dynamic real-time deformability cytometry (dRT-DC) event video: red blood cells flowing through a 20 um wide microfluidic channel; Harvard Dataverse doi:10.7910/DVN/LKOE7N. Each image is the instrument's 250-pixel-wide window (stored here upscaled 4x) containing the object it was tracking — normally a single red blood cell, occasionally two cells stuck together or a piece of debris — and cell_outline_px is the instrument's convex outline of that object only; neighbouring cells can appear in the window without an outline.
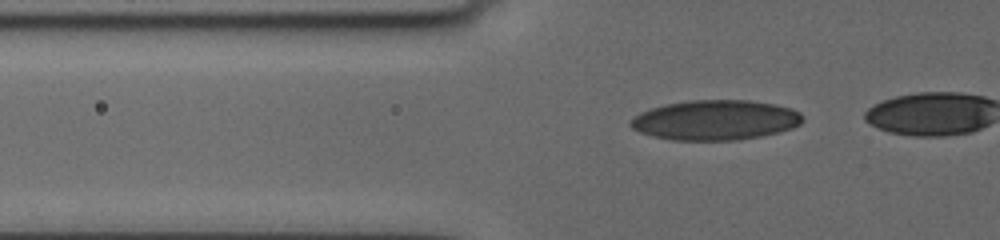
{"species": "human", "species_latin": "Homo sapiens", "temperature_condition": "cold", "stored_images_in_passage": 23, "camera_frame_rate_fps": 3000, "um_per_image_px": 0.085, "donor": {"sex": "female"}, "frame": {"image": 1, "passage_image": 16, "time_ms": 6.333, "image_size_px": [1000, 240], "cell_outline_px": [[804, 120], [800, 124], [792, 128], [760, 136], [740, 140], [672, 140], [652, 136], [640, 132], [632, 128], [628, 124], [632, 116], [640, 112], [652, 108], [668, 104], [692, 100], [748, 100], [772, 104], [792, 108], [800, 112], [804, 116]], "centroid_in_image_um": [60.8, 10.21], "position_along_channel_um": 65.0, "area_um2": 40.11}}
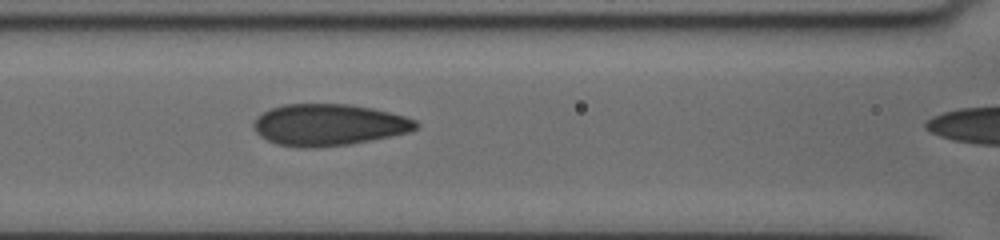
{"frame": {"image": 2, "passage_image": 22, "time_ms": 8.667, "image_size_px": [1000, 240], "cell_outline_px": [[420, 124], [416, 128], [408, 132], [348, 144], [316, 148], [296, 148], [276, 144], [260, 136], [256, 132], [252, 124], [256, 116], [272, 108], [284, 104], [348, 104], [372, 108], [404, 116], [416, 120]], "centroid_in_image_um": [27.89, 10.61], "position_along_channel_um": 138.7, "area_um2": 39.25}}